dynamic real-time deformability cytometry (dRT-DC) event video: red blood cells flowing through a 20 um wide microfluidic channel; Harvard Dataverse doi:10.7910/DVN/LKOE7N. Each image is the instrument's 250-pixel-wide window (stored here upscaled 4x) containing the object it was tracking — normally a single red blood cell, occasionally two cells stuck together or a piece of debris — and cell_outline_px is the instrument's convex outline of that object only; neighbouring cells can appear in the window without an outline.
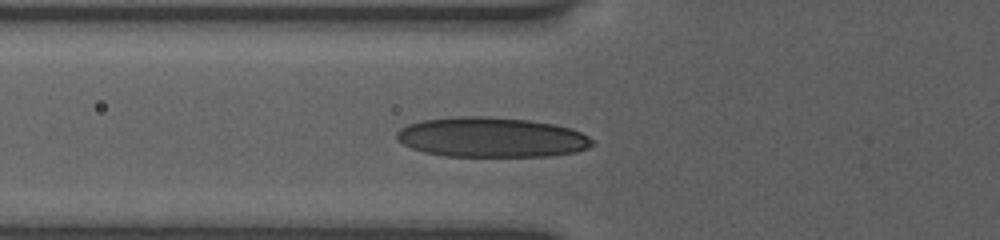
{"species": "human", "species_latin": "Homo sapiens", "temperature_condition": "room temperature", "stored_images_in_passage": 4, "camera_frame_rate_fps": 3000, "um_per_image_px": 0.085, "donor": {"sex": "female"}, "frame": {"image": 1, "passage_image": 2, "time_ms": 0.333, "image_size_px": [1000, 240], "cell_outline_px": [[596, 144], [588, 148], [576, 152], [548, 156], [444, 156], [424, 152], [412, 148], [396, 140], [396, 132], [400, 128], [408, 124], [424, 120], [460, 116], [488, 116], [528, 120], [552, 124], [572, 128], [588, 136]], "centroid_in_image_um": [41.78, 11.67], "position_along_channel_um": 84.0, "area_um2": 45.6}}
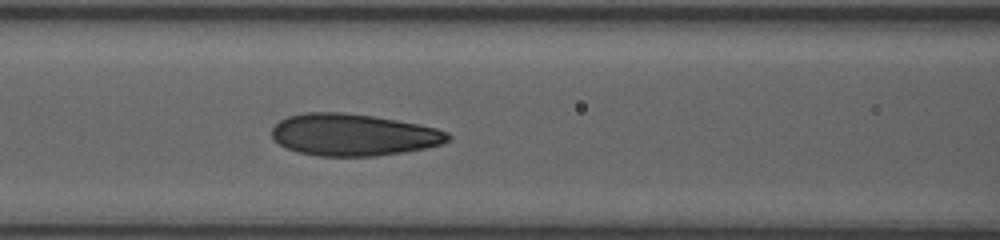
{"frame": {"image": 2, "passage_image": 4, "time_ms": 1.667, "image_size_px": [1000, 240], "cell_outline_px": [[452, 136], [444, 144], [404, 152], [376, 156], [320, 156], [300, 152], [288, 148], [272, 140], [272, 128], [280, 120], [288, 116], [308, 112], [344, 112], [372, 116], [420, 124], [436, 128], [448, 132]], "centroid_in_image_um": [30.05, 11.45], "position_along_channel_um": 136.6, "area_um2": 43.06}}